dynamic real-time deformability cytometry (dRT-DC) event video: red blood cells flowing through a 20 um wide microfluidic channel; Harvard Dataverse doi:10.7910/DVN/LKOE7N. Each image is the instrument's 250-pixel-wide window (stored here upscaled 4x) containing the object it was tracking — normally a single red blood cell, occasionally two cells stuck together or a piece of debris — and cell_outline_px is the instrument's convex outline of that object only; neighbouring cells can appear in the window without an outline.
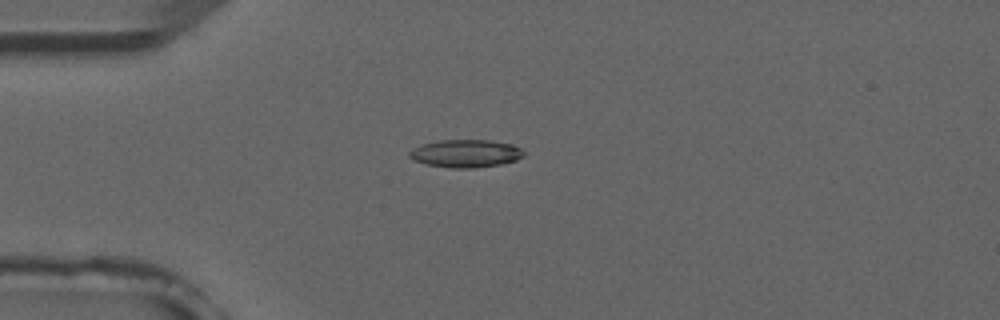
{"species": "common noctule bat (a hibernating species)", "species_latin": "Nyctalus noctula", "temperature_condition": "room temperature", "stored_images_in_passage": 51, "camera_frame_rate_fps": 3000, "um_per_image_px": 0.085, "animal": {"sex": "male", "forearm_length_mm": 52.5}, "frame": {"image": 1, "passage_image": 12, "time_ms": 3.667, "image_size_px": [1000, 320], "cell_outline_px": [[524, 156], [516, 160], [500, 164], [472, 168], [452, 168], [424, 164], [408, 156], [408, 152], [412, 148], [420, 144], [440, 140], [488, 140], [512, 144], [520, 148], [524, 152]], "centroid_in_image_um": [39.55, 13.04], "position_along_channel_um": 45.4, "area_um2": 18.55}}
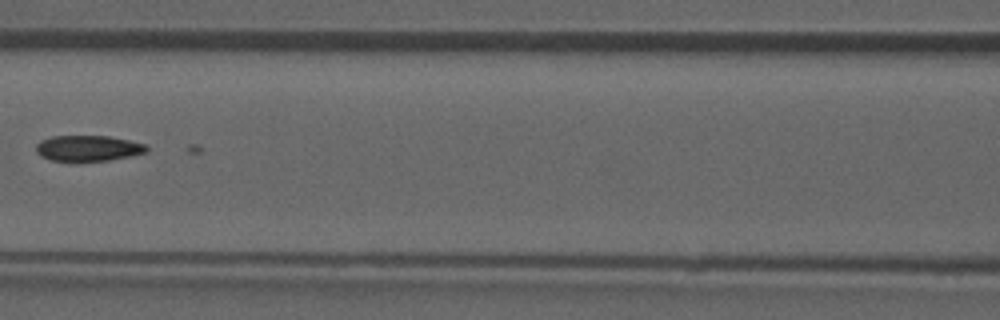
{"frame": {"image": 2, "passage_image": 22, "time_ms": 7.0, "image_size_px": [1000, 320], "cell_outline_px": [[148, 152], [132, 156], [112, 160], [48, 160], [40, 156], [36, 152], [36, 144], [40, 140], [52, 136], [108, 136], [148, 144]], "centroid_in_image_um": [7.51, 12.59], "position_along_channel_um": 159.1, "area_um2": 16.65}}
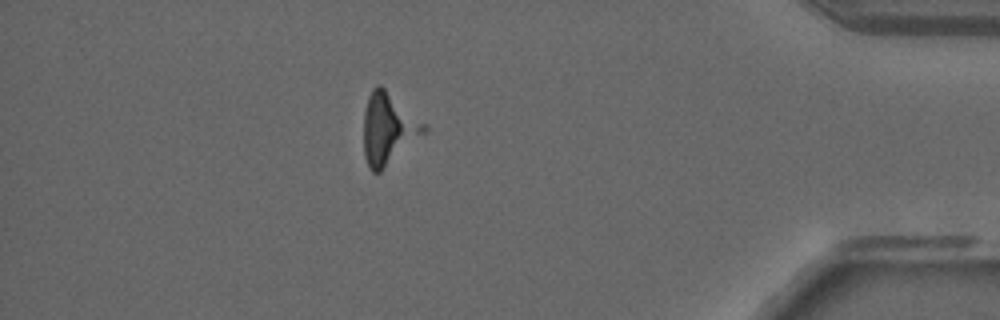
{"frame": {"image": 3, "passage_image": 44, "time_ms": 14.333, "image_size_px": [1000, 320], "cell_outline_px": [[428, 128], [424, 132], [380, 172], [372, 172], [368, 168], [364, 156], [364, 112], [368, 96], [372, 88], [376, 84], [380, 84], [428, 124]], "centroid_in_image_um": [32.99, 10.9], "position_along_channel_um": 402.2, "area_um2": 24.97}}